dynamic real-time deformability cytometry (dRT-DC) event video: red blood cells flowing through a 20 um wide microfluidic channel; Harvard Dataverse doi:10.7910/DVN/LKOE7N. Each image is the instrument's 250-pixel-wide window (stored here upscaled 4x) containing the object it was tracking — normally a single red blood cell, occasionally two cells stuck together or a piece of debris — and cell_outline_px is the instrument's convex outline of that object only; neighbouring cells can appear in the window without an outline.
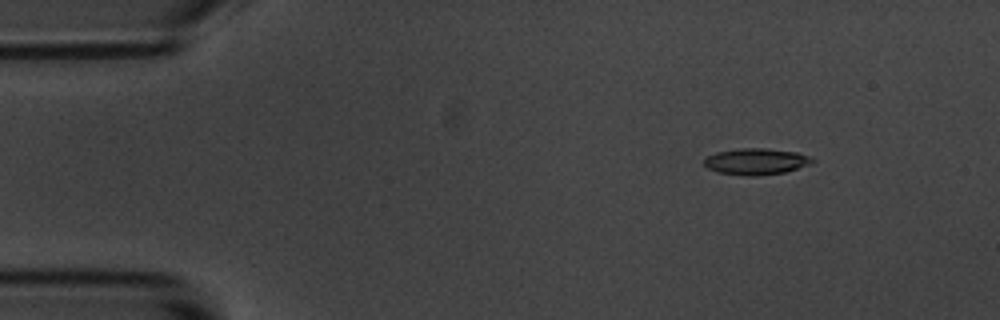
{"species": "common noctule bat (a hibernating species)", "species_latin": "Nyctalus noctula", "temperature_condition": "room temperature", "stored_images_in_passage": 6, "camera_frame_rate_fps": 3000, "um_per_image_px": 0.085, "animal": {"sex": "male", "body_mass_g": 20.1, "forearm_length_mm": 53.5}, "frame": {"image": 1, "passage_image": 2, "time_ms": 2.0, "image_size_px": [1000, 320], "cell_outline_px": [[816, 160], [808, 164], [784, 172], [756, 176], [744, 176], [716, 172], [708, 168], [704, 164], [704, 156], [716, 152], [740, 148], [768, 148], [796, 152], [808, 156]], "centroid_in_image_um": [64.2, 13.72], "position_along_channel_um": 20.8, "area_um2": 16.65}}
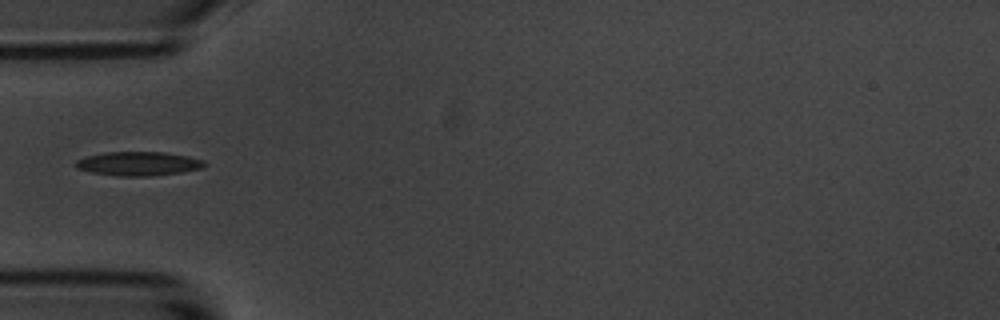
{"frame": {"image": 2, "passage_image": 5, "time_ms": 5.667, "image_size_px": [1000, 320], "cell_outline_px": [[204, 164], [200, 168], [180, 172], [152, 176], [116, 176], [92, 172], [76, 168], [76, 160], [88, 156], [104, 152], [164, 152], [188, 156], [204, 160]], "centroid_in_image_um": [11.74, 13.91], "position_along_channel_um": 73.3, "area_um2": 17.8}}